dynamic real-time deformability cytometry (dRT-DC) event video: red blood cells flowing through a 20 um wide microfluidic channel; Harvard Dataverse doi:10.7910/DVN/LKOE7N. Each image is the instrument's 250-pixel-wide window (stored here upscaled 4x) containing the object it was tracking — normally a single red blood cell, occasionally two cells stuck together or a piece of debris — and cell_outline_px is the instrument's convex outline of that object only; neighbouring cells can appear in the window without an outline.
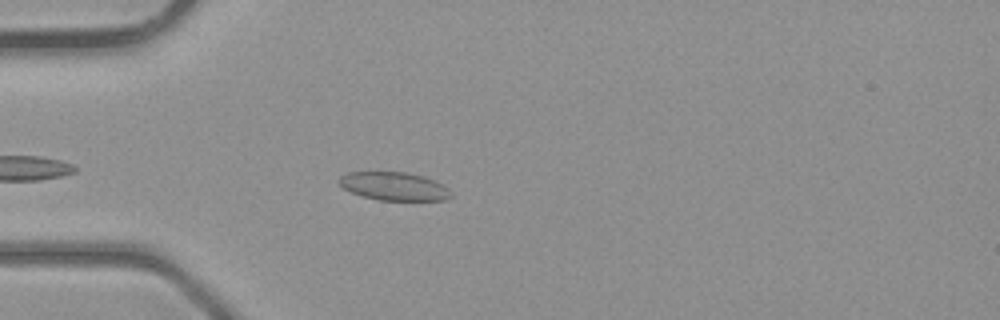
{"species": "common noctule bat (a hibernating species)", "species_latin": "Nyctalus noctula", "temperature_condition": "room temperature", "stored_images_in_passage": 4, "camera_frame_rate_fps": 3000, "um_per_image_px": 0.085, "animal": {"sex": "male", "body_mass_g": 23.1, "forearm_length_mm": 52.7}, "frame": {"image": 1, "passage_image": 4, "time_ms": 3.667, "image_size_px": [1000, 320], "cell_outline_px": [[452, 196], [444, 200], [380, 200], [364, 196], [352, 192], [344, 188], [336, 180], [340, 176], [348, 172], [404, 172], [420, 176], [444, 184], [452, 192]], "centroid_in_image_um": [33.49, 15.83], "position_along_channel_um": 51.5, "area_um2": 18.26}}